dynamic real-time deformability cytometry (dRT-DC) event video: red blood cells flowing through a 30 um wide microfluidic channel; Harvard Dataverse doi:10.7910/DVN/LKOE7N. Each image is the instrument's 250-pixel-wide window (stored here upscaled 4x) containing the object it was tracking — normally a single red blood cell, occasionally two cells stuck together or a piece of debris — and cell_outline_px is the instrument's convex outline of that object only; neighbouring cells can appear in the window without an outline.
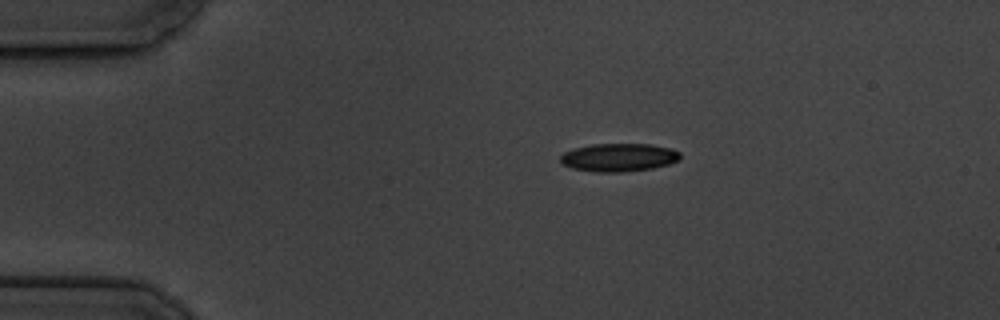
{"species": "common noctule bat (a hibernating species)", "species_latin": "Nyctalus noctula", "temperature_condition": "cold", "stored_images_in_passage": 4, "camera_frame_rate_fps": 3000, "um_per_image_px": 0.085, "animal": {"sex": "male", "body_mass_g": 19.5, "forearm_length_mm": 54.6}, "frame": {"image": 1, "passage_image": 1, "time_ms": 0.0, "image_size_px": [1000, 320], "cell_outline_px": [[680, 156], [676, 160], [668, 164], [652, 168], [624, 172], [596, 172], [572, 168], [564, 164], [560, 160], [560, 156], [564, 152], [572, 148], [592, 144], [652, 144], [672, 148], [680, 152]], "centroid_in_image_um": [52.58, 13.37], "position_along_channel_um": 32.4, "area_um2": 19.65}}
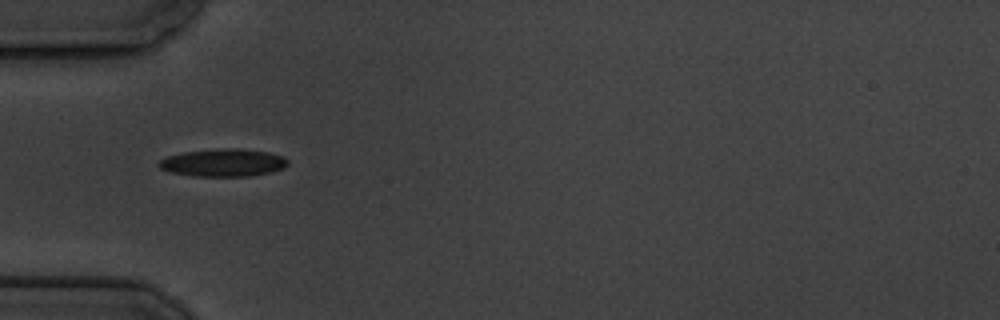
{"frame": {"image": 2, "passage_image": 3, "time_ms": 2.333, "image_size_px": [1000, 320], "cell_outline_px": [[288, 164], [284, 168], [272, 172], [248, 176], [192, 176], [168, 172], [160, 168], [156, 164], [160, 160], [168, 156], [184, 152], [224, 148], [228, 148], [268, 152], [284, 156], [288, 160]], "centroid_in_image_um": [18.96, 13.84], "position_along_channel_um": 66.0, "area_um2": 20.75}}